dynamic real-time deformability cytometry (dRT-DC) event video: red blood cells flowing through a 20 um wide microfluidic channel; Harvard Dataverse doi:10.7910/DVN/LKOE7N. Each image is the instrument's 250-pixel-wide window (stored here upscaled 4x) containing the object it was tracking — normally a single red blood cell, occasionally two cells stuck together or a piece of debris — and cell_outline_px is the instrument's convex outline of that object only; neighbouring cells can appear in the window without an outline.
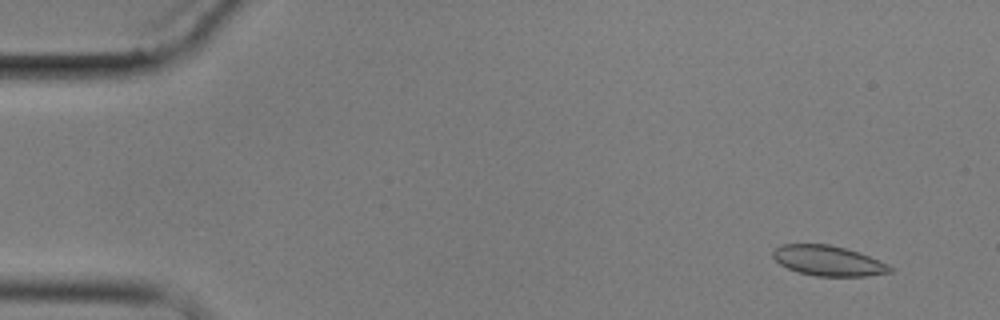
{"species": "common noctule bat (a hibernating species)", "species_latin": "Nyctalus noctula", "temperature_condition": "cold", "stored_images_in_passage": 5, "camera_frame_rate_fps": 3000, "um_per_image_px": 0.085, "animal": {"sex": "male", "body_mass_g": 17.9}, "frame": {"image": 1, "passage_image": 1, "time_ms": 0.0, "image_size_px": [1000, 320], "cell_outline_px": [[892, 272], [868, 276], [816, 276], [796, 272], [780, 264], [772, 256], [772, 252], [780, 244], [828, 244], [860, 252], [888, 264], [892, 268]], "centroid_in_image_um": [70.39, 22.16], "position_along_channel_um": 14.6, "area_um2": 20.63}}
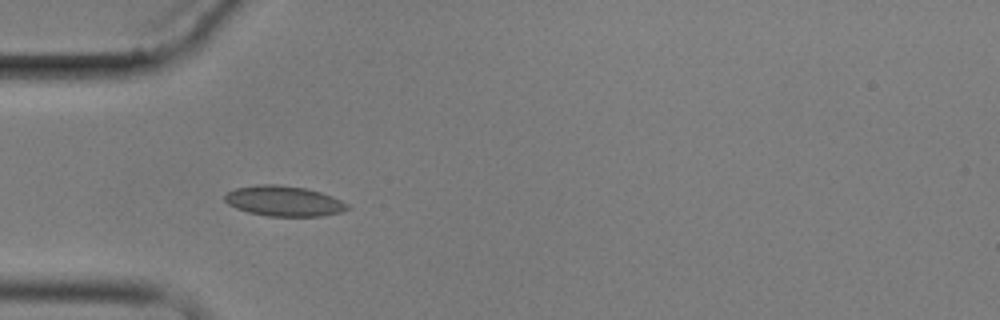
{"frame": {"image": 2, "passage_image": 4, "time_ms": 4.333, "image_size_px": [1000, 320], "cell_outline_px": [[352, 208], [340, 212], [324, 216], [268, 216], [248, 212], [236, 208], [228, 204], [224, 200], [224, 196], [228, 192], [236, 188], [256, 184], [276, 184], [304, 188], [320, 192], [332, 196], [348, 204]], "centroid_in_image_um": [24.13, 17.09], "position_along_channel_um": 60.9, "area_um2": 21.68}}
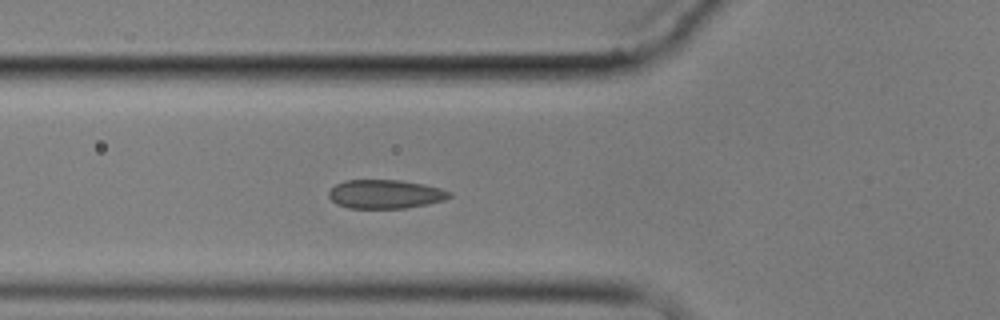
{"frame": {"image": 3, "passage_image": 5, "time_ms": 5.333, "image_size_px": [1000, 320], "cell_outline_px": [[452, 196], [444, 200], [428, 204], [404, 208], [348, 208], [336, 204], [328, 196], [328, 192], [336, 184], [344, 180], [400, 180], [424, 184], [440, 188], [452, 192]], "centroid_in_image_um": [32.75, 16.5], "position_along_channel_um": 93.0, "area_um2": 20.35}}